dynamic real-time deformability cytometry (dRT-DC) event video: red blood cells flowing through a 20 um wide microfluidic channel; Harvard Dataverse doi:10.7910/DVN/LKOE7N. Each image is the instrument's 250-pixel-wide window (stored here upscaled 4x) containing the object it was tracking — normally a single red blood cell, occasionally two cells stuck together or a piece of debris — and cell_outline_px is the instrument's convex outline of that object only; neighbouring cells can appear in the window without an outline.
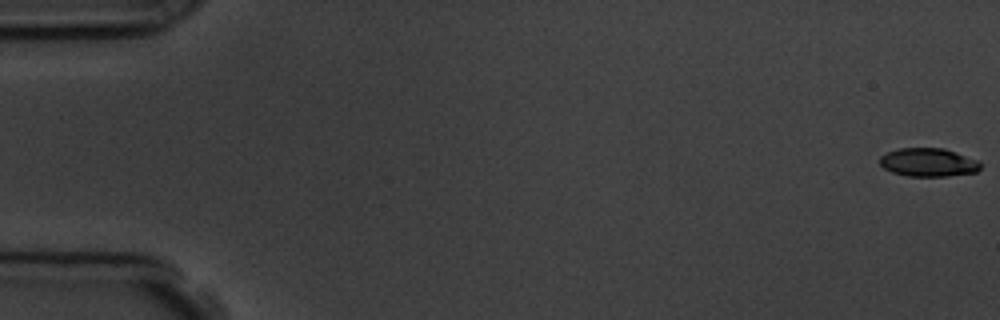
{"species": "common noctule bat (a hibernating species)", "species_latin": "Nyctalus noctula", "temperature_condition": "room temperature", "stored_images_in_passage": 5, "camera_frame_rate_fps": 3000, "um_per_image_px": 0.085, "animal": {"sex": "male", "body_mass_g": 19.5, "forearm_length_mm": 54.6}, "frame": {"image": 1, "passage_image": 1, "time_ms": 0.0, "image_size_px": [1000, 320], "cell_outline_px": [[980, 168], [976, 172], [948, 176], [908, 176], [892, 172], [884, 168], [880, 164], [880, 156], [888, 152], [900, 148], [944, 148], [980, 160]], "centroid_in_image_um": [78.93, 13.8], "position_along_channel_um": 6.1, "area_um2": 16.7}}
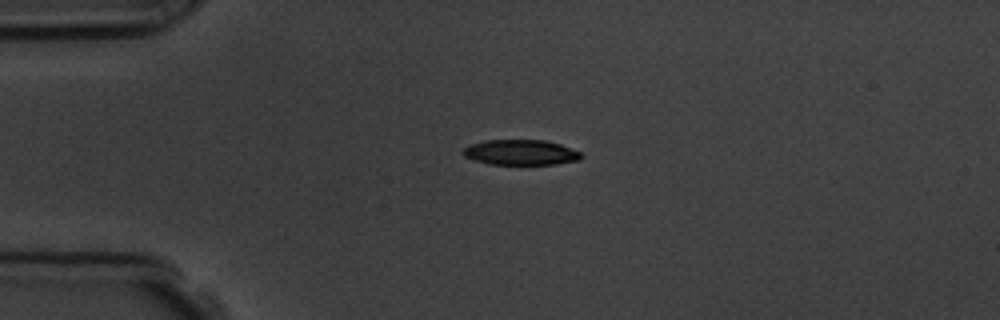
{"frame": {"image": 2, "passage_image": 4, "time_ms": 4.333, "image_size_px": [1000, 320], "cell_outline_px": [[584, 156], [580, 160], [556, 164], [492, 164], [476, 160], [464, 156], [460, 152], [468, 144], [484, 140], [544, 140], [560, 144], [580, 152]], "centroid_in_image_um": [44.25, 12.94], "position_along_channel_um": 40.7, "area_um2": 17.46}}